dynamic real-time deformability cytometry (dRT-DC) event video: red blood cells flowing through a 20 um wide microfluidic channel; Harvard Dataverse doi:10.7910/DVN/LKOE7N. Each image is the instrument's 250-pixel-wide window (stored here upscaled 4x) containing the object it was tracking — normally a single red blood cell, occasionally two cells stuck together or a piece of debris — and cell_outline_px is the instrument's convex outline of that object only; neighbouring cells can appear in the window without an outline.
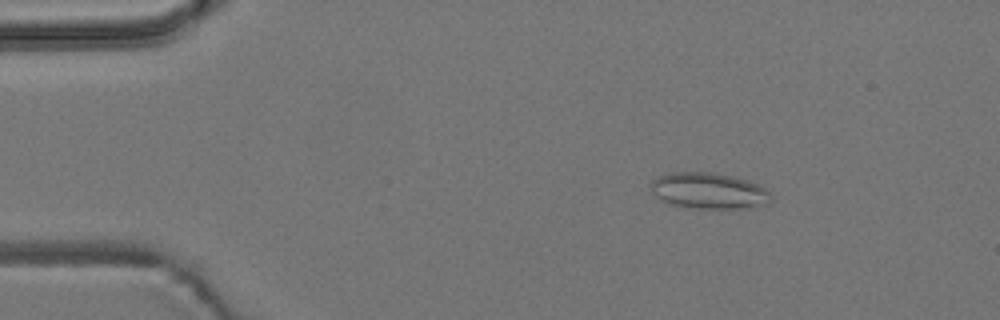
{"species": "common noctule bat (a hibernating species)", "species_latin": "Nyctalus noctula", "temperature_condition": "room temperature", "stored_images_in_passage": 56, "camera_frame_rate_fps": 3000, "um_per_image_px": 0.085, "animal": {"sex": "male", "body_mass_g": 19.2, "forearm_length_mm": 51.8}, "frame": {"image": 1, "passage_image": 9, "time_ms": 2.667, "image_size_px": [1000, 320], "cell_outline_px": [[772, 196], [768, 204], [748, 208], [696, 208], [672, 204], [656, 196], [652, 192], [648, 184], [652, 180], [668, 172], [712, 172], [732, 176], [756, 184], [764, 188]], "centroid_in_image_um": [60.22, 16.21], "position_along_channel_um": 24.8, "area_um2": 25.09}}
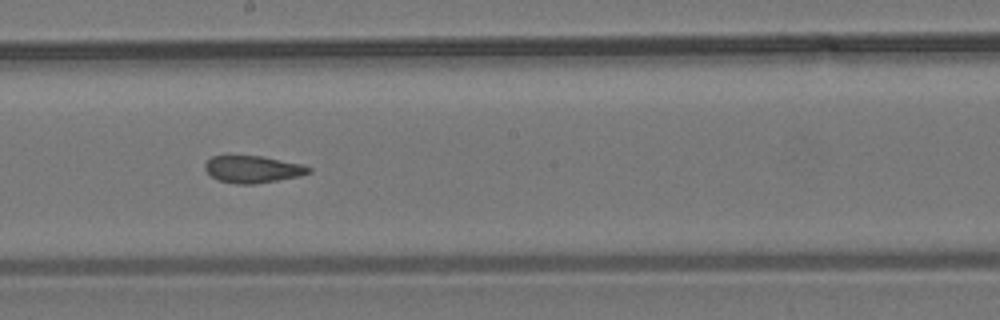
{"frame": {"image": 2, "passage_image": 31, "time_ms": 10.0, "image_size_px": [1000, 320], "cell_outline_px": [[312, 172], [300, 176], [256, 184], [236, 184], [220, 180], [212, 176], [204, 168], [204, 164], [212, 156], [260, 156], [300, 164], [312, 168]], "centroid_in_image_um": [21.5, 14.39], "position_along_channel_um": 226.7, "area_um2": 16.18}}
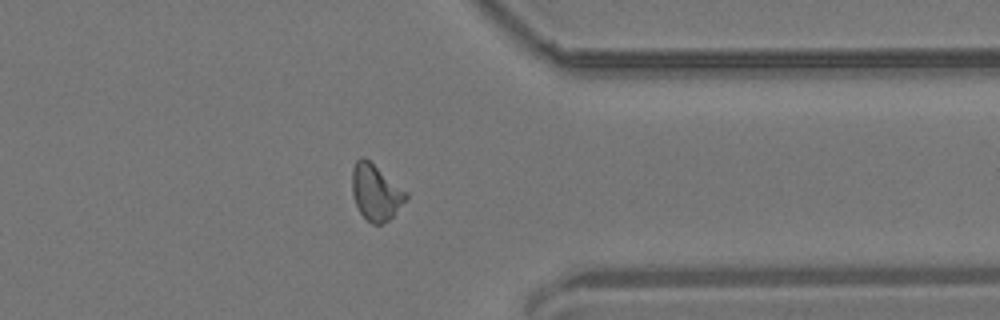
{"frame": {"image": 3, "passage_image": 44, "time_ms": 14.333, "image_size_px": [1000, 320], "cell_outline_px": [[408, 200], [388, 220], [380, 224], [372, 224], [360, 212], [356, 204], [352, 192], [352, 168], [356, 160], [360, 156], [364, 156], [408, 192]], "centroid_in_image_um": [31.95, 16.32], "position_along_channel_um": 379.4, "area_um2": 17.63}, "authors_computed_cell_mechanics": {"area_um2": 17.5134, "velocity_mm_per_s": 3.7182, "shape_relaxation_time_tau1_ms": null, "shape_relaxation_time_tau2_ms": 2.5815, "deformation_change_tau1": null, "deformation_change_tau2": 0.1002}}